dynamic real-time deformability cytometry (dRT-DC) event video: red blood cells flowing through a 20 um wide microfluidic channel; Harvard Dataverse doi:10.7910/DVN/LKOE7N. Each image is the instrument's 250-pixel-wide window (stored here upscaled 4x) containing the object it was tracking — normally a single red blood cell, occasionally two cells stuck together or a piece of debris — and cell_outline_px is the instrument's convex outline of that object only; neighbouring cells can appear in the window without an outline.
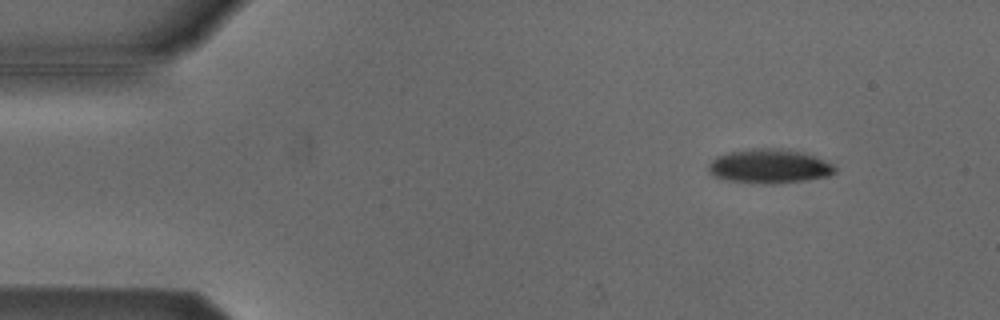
{"species": "Egyptian fruit bat (a non-hibernating species)", "species_latin": "Rousettus aegyptiacus", "temperature_condition": "cold", "stored_images_in_passage": 6, "camera_frame_rate_fps": 3000, "um_per_image_px": 0.085, "animal": {"sex": "male"}, "frame": {"image": 1, "passage_image": 2, "time_ms": 0.333, "image_size_px": [1000, 320], "cell_outline_px": [[836, 172], [828, 176], [804, 180], [776, 184], [752, 184], [728, 180], [712, 176], [708, 172], [708, 164], [716, 156], [728, 152], [752, 148], [780, 148], [804, 152], [832, 164], [836, 168]], "centroid_in_image_um": [65.34, 14.14], "position_along_channel_um": 19.7, "area_um2": 25.49}}
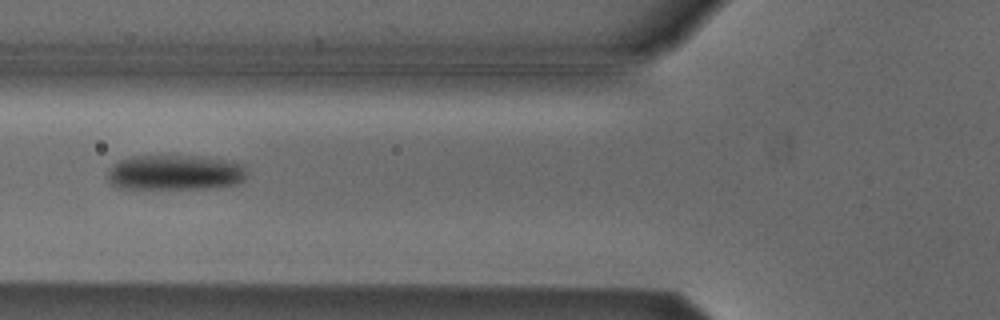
{"frame": {"image": 2, "passage_image": 6, "time_ms": 1.667, "image_size_px": [1000, 320], "cell_outline_px": [[248, 172], [244, 180], [236, 184], [216, 188], [120, 188], [112, 184], [108, 180], [108, 168], [112, 164], [120, 160], [132, 156], [200, 156], [224, 160], [244, 164]], "centroid_in_image_um": [14.9, 14.66], "position_along_channel_um": 110.9, "area_um2": 28.73}}